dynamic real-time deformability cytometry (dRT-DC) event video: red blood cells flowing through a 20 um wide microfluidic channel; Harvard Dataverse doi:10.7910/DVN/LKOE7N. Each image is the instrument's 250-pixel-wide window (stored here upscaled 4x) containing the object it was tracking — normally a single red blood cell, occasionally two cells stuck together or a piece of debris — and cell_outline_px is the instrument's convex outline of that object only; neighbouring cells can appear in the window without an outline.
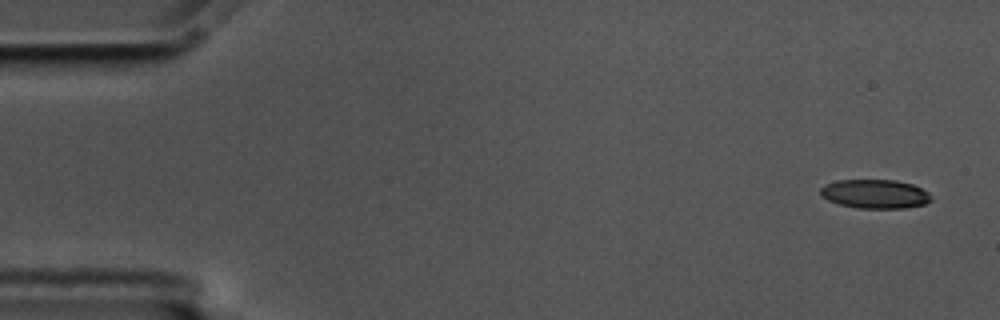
{"species": "common noctule bat (a hibernating species)", "species_latin": "Nyctalus noctula", "temperature_condition": "cold", "stored_images_in_passage": 5, "camera_frame_rate_fps": 3000, "um_per_image_px": 0.085, "animal": {"sex": "male", "body_mass_g": 17.5, "forearm_length_mm": 52.3}, "frame": {"image": 1, "passage_image": 1, "time_ms": 0.0, "image_size_px": [1000, 320], "cell_outline_px": [[932, 200], [924, 204], [904, 208], [856, 208], [840, 204], [828, 200], [820, 196], [820, 188], [824, 184], [836, 180], [896, 180], [912, 184], [928, 192], [932, 196]], "centroid_in_image_um": [74.35, 16.48], "position_along_channel_um": 10.6, "area_um2": 18.79}}
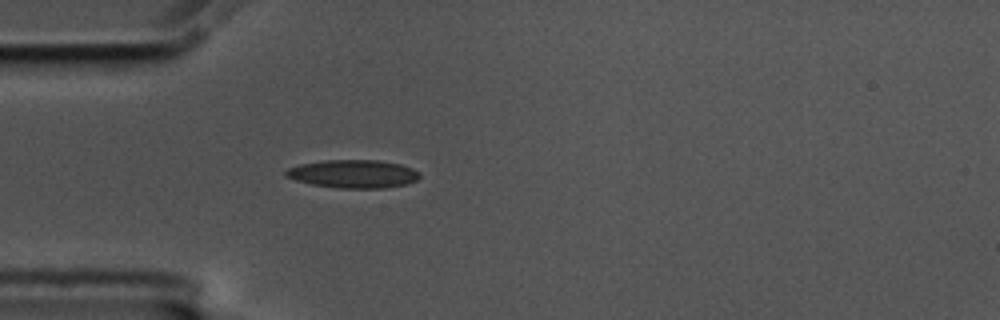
{"frame": {"image": 2, "passage_image": 5, "time_ms": 1.333, "image_size_px": [1000, 320], "cell_outline_px": [[420, 176], [416, 180], [408, 184], [384, 188], [340, 188], [312, 184], [296, 180], [284, 176], [284, 172], [288, 168], [300, 164], [324, 160], [380, 160], [400, 164], [412, 168], [420, 172]], "centroid_in_image_um": [30.04, 14.77], "position_along_channel_um": 55.0, "area_um2": 22.02}}